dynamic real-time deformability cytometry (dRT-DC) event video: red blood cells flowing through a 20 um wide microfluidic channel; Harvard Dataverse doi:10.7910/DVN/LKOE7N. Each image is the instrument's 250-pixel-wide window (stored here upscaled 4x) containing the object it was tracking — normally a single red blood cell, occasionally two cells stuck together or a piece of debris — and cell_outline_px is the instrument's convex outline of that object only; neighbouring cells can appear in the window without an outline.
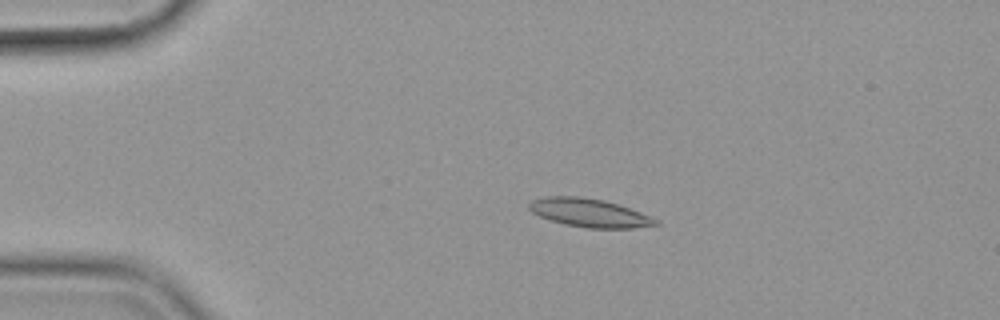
{"species": "common noctule bat (a hibernating species)", "species_latin": "Nyctalus noctula", "temperature_condition": "cold", "stored_images_in_passage": 46, "camera_frame_rate_fps": 3000, "um_per_image_px": 0.085, "animal": {"sex": "female", "body_mass_g": 19.9}, "frame": {"image": 1, "passage_image": 2, "time_ms": 0.333, "image_size_px": [1000, 320], "cell_outline_px": [[660, 224], [632, 228], [588, 228], [564, 224], [540, 216], [532, 212], [528, 208], [528, 204], [532, 200], [544, 196], [580, 196], [604, 200], [652, 216], [660, 220]], "centroid_in_image_um": [50.1, 18.09], "position_along_channel_um": 34.9, "area_um2": 20.92}}
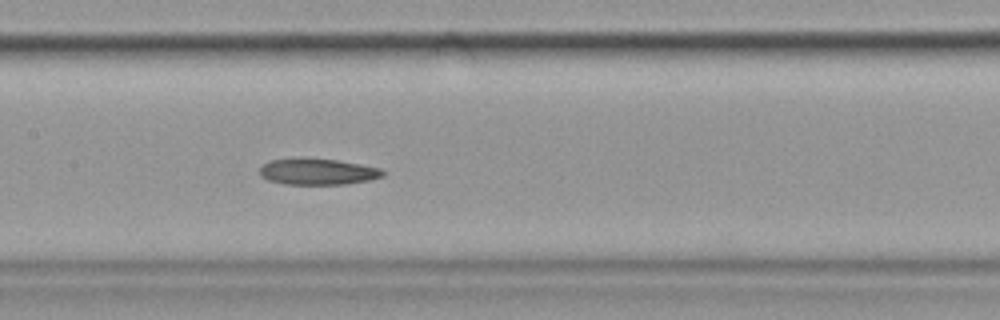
{"frame": {"image": 2, "passage_image": 18, "time_ms": 5.667, "image_size_px": [1000, 320], "cell_outline_px": [[384, 176], [368, 180], [344, 184], [284, 184], [268, 180], [260, 176], [260, 168], [264, 164], [272, 160], [304, 156], [336, 160], [380, 168], [384, 172]], "centroid_in_image_um": [26.96, 14.57], "position_along_channel_um": 180.4, "area_um2": 18.96}}
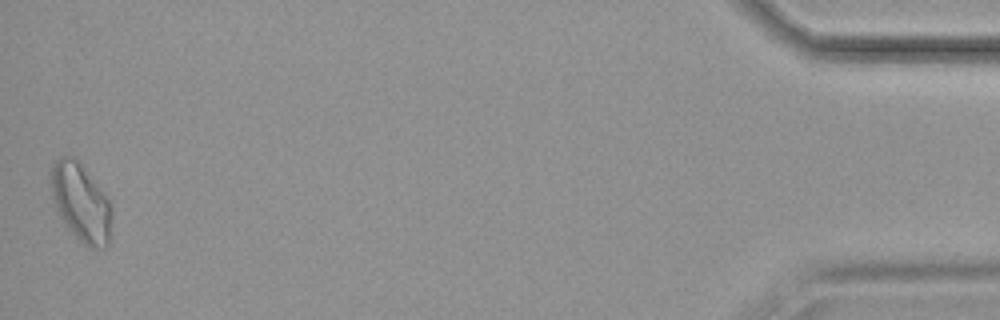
{"frame": {"image": 3, "passage_image": 46, "time_ms": 15.0, "image_size_px": [1000, 320], "cell_outline_px": [[112, 236], [108, 244], [104, 248], [88, 248], [68, 228], [60, 216], [52, 200], [52, 168], [56, 160], [60, 156], [72, 156], [80, 164], [108, 200], [112, 212]], "centroid_in_image_um": [6.9, 17.29], "position_along_channel_um": 428.3, "area_um2": 27.11}}